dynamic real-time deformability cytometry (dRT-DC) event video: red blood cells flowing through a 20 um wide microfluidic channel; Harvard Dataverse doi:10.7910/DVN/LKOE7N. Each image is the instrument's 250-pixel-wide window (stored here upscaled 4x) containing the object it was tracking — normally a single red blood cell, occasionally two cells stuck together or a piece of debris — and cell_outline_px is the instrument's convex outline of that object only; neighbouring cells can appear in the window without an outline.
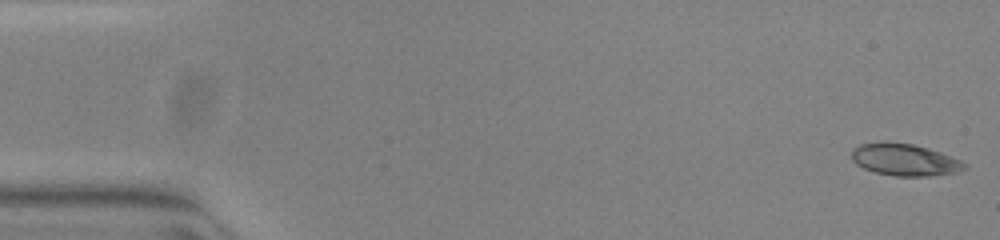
{"species": "common noctule bat (a hibernating species)", "species_latin": "Nyctalus noctula", "temperature_condition": "warm", "stored_images_in_passage": 52, "camera_frame_rate_fps": 3000, "um_per_image_px": 0.085, "animal": {"sex": "female", "body_mass_g": 23.0, "forearm_length_mm": 53.4}, "frame": {"image": 1, "passage_image": 1, "time_ms": 0.0, "image_size_px": [1000, 240], "cell_outline_px": [[968, 168], [956, 172], [928, 176], [896, 176], [876, 172], [864, 168], [856, 164], [852, 160], [852, 148], [860, 144], [884, 140], [912, 144], [928, 148], [940, 152], [960, 160], [968, 164]], "centroid_in_image_um": [76.88, 13.56], "position_along_channel_um": 8.1, "area_um2": 21.21}}
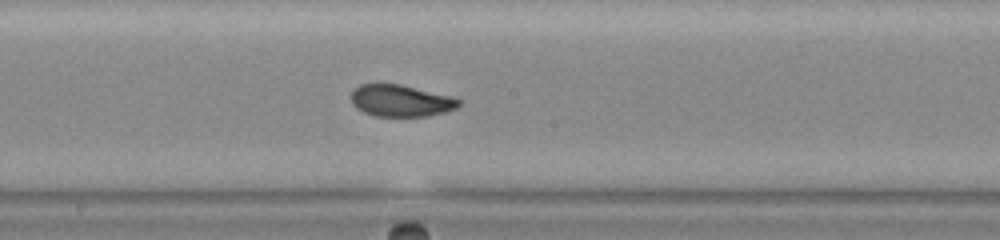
{"frame": {"image": 2, "passage_image": 28, "time_ms": 9.0, "image_size_px": [1000, 240], "cell_outline_px": [[460, 104], [456, 108], [444, 112], [428, 116], [376, 116], [364, 112], [356, 108], [352, 104], [352, 92], [360, 84], [400, 84], [452, 96], [460, 100]], "centroid_in_image_um": [34.08, 8.56], "position_along_channel_um": 214.1, "area_um2": 19.83}}
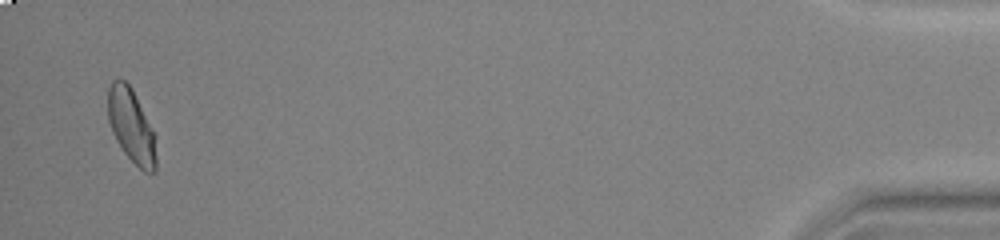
{"frame": {"image": 3, "passage_image": 51, "time_ms": 16.667, "image_size_px": [1000, 240], "cell_outline_px": [[156, 172], [144, 172], [124, 152], [116, 140], [112, 132], [108, 120], [108, 88], [112, 80], [120, 76], [132, 88], [156, 136]], "centroid_in_image_um": [11.16, 10.67], "position_along_channel_um": 424.0, "area_um2": 20.87}, "authors_computed_cell_mechanics": {"area_um2": 20.6346, "velocity_mm_per_s": 3.8904, "shape_relaxation_time_tau1_ms": 6.4769, "shape_relaxation_time_tau2_ms": 1.3445, "deformation_change_tau1": 0.192, "deformation_change_tau2": 0.0463}}